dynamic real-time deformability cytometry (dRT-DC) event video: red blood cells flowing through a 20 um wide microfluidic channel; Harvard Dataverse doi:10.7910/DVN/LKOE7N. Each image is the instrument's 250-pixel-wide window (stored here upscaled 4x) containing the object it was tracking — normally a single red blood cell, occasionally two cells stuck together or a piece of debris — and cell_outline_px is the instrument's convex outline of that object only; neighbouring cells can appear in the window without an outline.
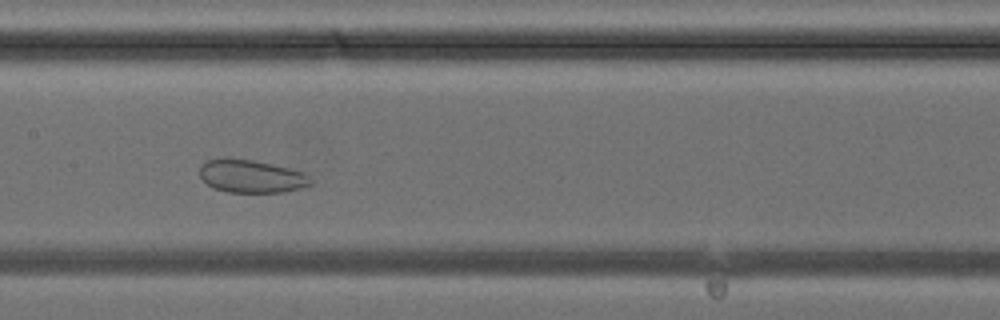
{"species": "common noctule bat (a hibernating species)", "species_latin": "Nyctalus noctula", "temperature_condition": "cold", "stored_images_in_passage": 37, "camera_frame_rate_fps": 3000, "um_per_image_px": 0.085, "animal": {"sex": "female", "body_mass_g": 24.6, "forearm_length_mm": 56.2}, "frame": {"image": 1, "passage_image": 16, "time_ms": 5.0, "image_size_px": [1000, 320], "cell_outline_px": [[312, 184], [300, 188], [280, 192], [228, 192], [212, 188], [200, 176], [200, 168], [208, 160], [252, 160], [272, 164], [304, 172], [312, 180]], "centroid_in_image_um": [21.4, 15.01], "position_along_channel_um": 186.0, "area_um2": 20.69}}